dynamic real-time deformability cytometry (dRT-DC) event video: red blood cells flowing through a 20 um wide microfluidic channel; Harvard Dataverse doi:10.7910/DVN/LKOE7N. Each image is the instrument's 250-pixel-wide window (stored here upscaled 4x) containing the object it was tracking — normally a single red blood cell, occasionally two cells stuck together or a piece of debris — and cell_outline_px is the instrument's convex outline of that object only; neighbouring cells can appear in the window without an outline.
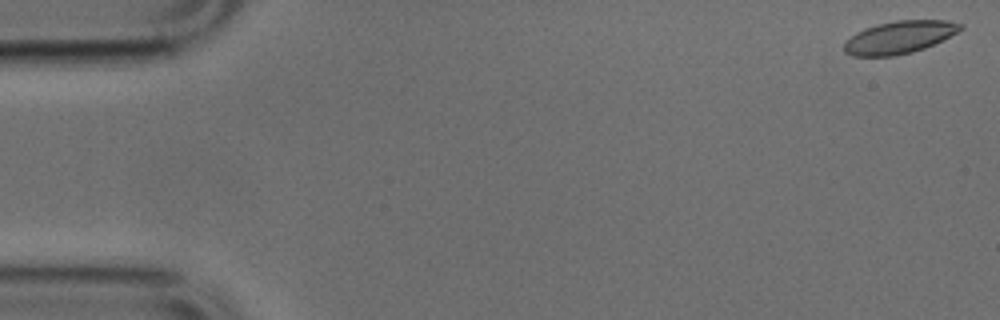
{"species": "common noctule bat (a hibernating species)", "species_latin": "Nyctalus noctula", "temperature_condition": "cold", "stored_images_in_passage": 16, "camera_frame_rate_fps": 3000, "um_per_image_px": 0.085, "animal": {"sex": "male", "body_mass_g": 17.9, "forearm_length_mm": 54.2}, "frame": {"image": 1, "passage_image": 1, "time_ms": 0.0, "image_size_px": [1000, 320], "cell_outline_px": [[964, 28], [924, 48], [912, 52], [892, 56], [852, 56], [844, 52], [844, 40], [856, 32], [864, 28], [876, 24], [896, 20], [944, 20], [964, 24]], "centroid_in_image_um": [76.38, 3.16], "position_along_channel_um": 8.6, "area_um2": 22.02}}